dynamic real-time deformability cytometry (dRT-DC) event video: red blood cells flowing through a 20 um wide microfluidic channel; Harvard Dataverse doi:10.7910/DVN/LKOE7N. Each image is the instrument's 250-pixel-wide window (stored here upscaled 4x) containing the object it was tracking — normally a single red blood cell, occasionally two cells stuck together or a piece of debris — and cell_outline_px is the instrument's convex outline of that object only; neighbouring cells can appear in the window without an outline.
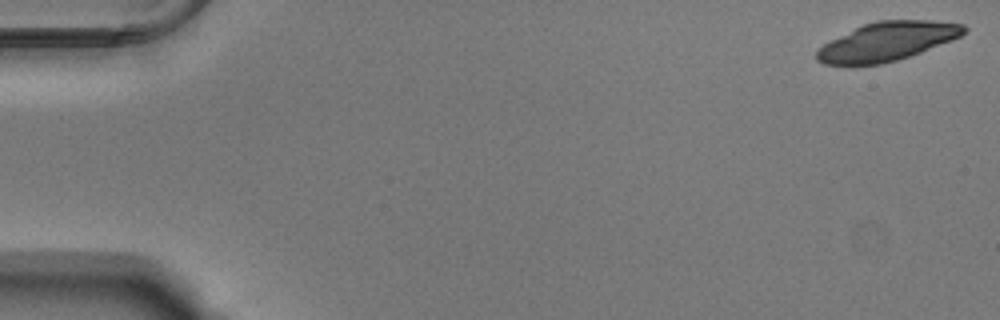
{"species": "Egyptian fruit bat (a non-hibernating species)", "species_latin": "Rousettus aegyptiacus", "temperature_condition": "warm", "stored_images_in_passage": 18, "camera_frame_rate_fps": 3000, "um_per_image_px": 0.085, "animal": {"sex": "male"}, "frame": {"image": 1, "passage_image": 1, "time_ms": 0.0, "image_size_px": [1000, 320], "cell_outline_px": [[968, 28], [960, 36], [952, 40], [920, 52], [896, 60], [880, 64], [852, 68], [824, 64], [816, 60], [816, 52], [824, 44], [864, 24], [876, 20], [928, 20], [964, 24]], "centroid_in_image_um": [75.37, 3.56], "position_along_channel_um": 9.6, "area_um2": 33.35}}